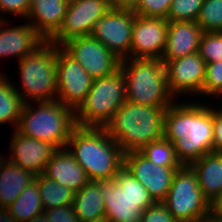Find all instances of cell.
<instances>
[{
    "label": "cell",
    "mask_w": 222,
    "mask_h": 222,
    "mask_svg": "<svg viewBox=\"0 0 222 222\" xmlns=\"http://www.w3.org/2000/svg\"><path fill=\"white\" fill-rule=\"evenodd\" d=\"M98 190L110 222H140L142 212L154 203L146 187L124 166L114 179L98 181Z\"/></svg>",
    "instance_id": "cell-6"
},
{
    "label": "cell",
    "mask_w": 222,
    "mask_h": 222,
    "mask_svg": "<svg viewBox=\"0 0 222 222\" xmlns=\"http://www.w3.org/2000/svg\"><path fill=\"white\" fill-rule=\"evenodd\" d=\"M213 152H222V108H213Z\"/></svg>",
    "instance_id": "cell-37"
},
{
    "label": "cell",
    "mask_w": 222,
    "mask_h": 222,
    "mask_svg": "<svg viewBox=\"0 0 222 222\" xmlns=\"http://www.w3.org/2000/svg\"><path fill=\"white\" fill-rule=\"evenodd\" d=\"M206 222H222V220H218V219L210 217Z\"/></svg>",
    "instance_id": "cell-43"
},
{
    "label": "cell",
    "mask_w": 222,
    "mask_h": 222,
    "mask_svg": "<svg viewBox=\"0 0 222 222\" xmlns=\"http://www.w3.org/2000/svg\"><path fill=\"white\" fill-rule=\"evenodd\" d=\"M126 101V83L121 69L113 75L95 78L85 100L74 111L82 127H104Z\"/></svg>",
    "instance_id": "cell-8"
},
{
    "label": "cell",
    "mask_w": 222,
    "mask_h": 222,
    "mask_svg": "<svg viewBox=\"0 0 222 222\" xmlns=\"http://www.w3.org/2000/svg\"><path fill=\"white\" fill-rule=\"evenodd\" d=\"M0 222H19L5 208H0Z\"/></svg>",
    "instance_id": "cell-40"
},
{
    "label": "cell",
    "mask_w": 222,
    "mask_h": 222,
    "mask_svg": "<svg viewBox=\"0 0 222 222\" xmlns=\"http://www.w3.org/2000/svg\"><path fill=\"white\" fill-rule=\"evenodd\" d=\"M68 6L64 0H30L26 19L45 40H49L61 27Z\"/></svg>",
    "instance_id": "cell-20"
},
{
    "label": "cell",
    "mask_w": 222,
    "mask_h": 222,
    "mask_svg": "<svg viewBox=\"0 0 222 222\" xmlns=\"http://www.w3.org/2000/svg\"><path fill=\"white\" fill-rule=\"evenodd\" d=\"M48 222H79L73 204L44 211Z\"/></svg>",
    "instance_id": "cell-36"
},
{
    "label": "cell",
    "mask_w": 222,
    "mask_h": 222,
    "mask_svg": "<svg viewBox=\"0 0 222 222\" xmlns=\"http://www.w3.org/2000/svg\"><path fill=\"white\" fill-rule=\"evenodd\" d=\"M56 78V99L75 111L85 100L94 79L61 46H57Z\"/></svg>",
    "instance_id": "cell-12"
},
{
    "label": "cell",
    "mask_w": 222,
    "mask_h": 222,
    "mask_svg": "<svg viewBox=\"0 0 222 222\" xmlns=\"http://www.w3.org/2000/svg\"><path fill=\"white\" fill-rule=\"evenodd\" d=\"M140 222H177L173 215L168 211L163 202H154L145 209L141 216Z\"/></svg>",
    "instance_id": "cell-34"
},
{
    "label": "cell",
    "mask_w": 222,
    "mask_h": 222,
    "mask_svg": "<svg viewBox=\"0 0 222 222\" xmlns=\"http://www.w3.org/2000/svg\"><path fill=\"white\" fill-rule=\"evenodd\" d=\"M198 53L206 64L222 61V31L203 32Z\"/></svg>",
    "instance_id": "cell-30"
},
{
    "label": "cell",
    "mask_w": 222,
    "mask_h": 222,
    "mask_svg": "<svg viewBox=\"0 0 222 222\" xmlns=\"http://www.w3.org/2000/svg\"><path fill=\"white\" fill-rule=\"evenodd\" d=\"M196 23L203 32L222 31V0H204Z\"/></svg>",
    "instance_id": "cell-29"
},
{
    "label": "cell",
    "mask_w": 222,
    "mask_h": 222,
    "mask_svg": "<svg viewBox=\"0 0 222 222\" xmlns=\"http://www.w3.org/2000/svg\"><path fill=\"white\" fill-rule=\"evenodd\" d=\"M90 222H110L107 218L103 217L101 219H98V220H92Z\"/></svg>",
    "instance_id": "cell-42"
},
{
    "label": "cell",
    "mask_w": 222,
    "mask_h": 222,
    "mask_svg": "<svg viewBox=\"0 0 222 222\" xmlns=\"http://www.w3.org/2000/svg\"><path fill=\"white\" fill-rule=\"evenodd\" d=\"M163 63L169 90L175 98L183 93L202 95L206 62L198 52Z\"/></svg>",
    "instance_id": "cell-15"
},
{
    "label": "cell",
    "mask_w": 222,
    "mask_h": 222,
    "mask_svg": "<svg viewBox=\"0 0 222 222\" xmlns=\"http://www.w3.org/2000/svg\"><path fill=\"white\" fill-rule=\"evenodd\" d=\"M10 142L12 153L7 159L34 175L44 174L47 163L58 150L55 145L23 135L16 129Z\"/></svg>",
    "instance_id": "cell-17"
},
{
    "label": "cell",
    "mask_w": 222,
    "mask_h": 222,
    "mask_svg": "<svg viewBox=\"0 0 222 222\" xmlns=\"http://www.w3.org/2000/svg\"><path fill=\"white\" fill-rule=\"evenodd\" d=\"M182 165L213 152V107L202 102L173 103L164 113V136Z\"/></svg>",
    "instance_id": "cell-1"
},
{
    "label": "cell",
    "mask_w": 222,
    "mask_h": 222,
    "mask_svg": "<svg viewBox=\"0 0 222 222\" xmlns=\"http://www.w3.org/2000/svg\"><path fill=\"white\" fill-rule=\"evenodd\" d=\"M163 203L177 222H206L210 218L211 204L198 185L196 172L188 165L176 171Z\"/></svg>",
    "instance_id": "cell-9"
},
{
    "label": "cell",
    "mask_w": 222,
    "mask_h": 222,
    "mask_svg": "<svg viewBox=\"0 0 222 222\" xmlns=\"http://www.w3.org/2000/svg\"><path fill=\"white\" fill-rule=\"evenodd\" d=\"M24 105L16 130L33 139L55 145L58 149L66 148L75 123V112L57 99L37 101ZM35 108H37L35 110Z\"/></svg>",
    "instance_id": "cell-4"
},
{
    "label": "cell",
    "mask_w": 222,
    "mask_h": 222,
    "mask_svg": "<svg viewBox=\"0 0 222 222\" xmlns=\"http://www.w3.org/2000/svg\"><path fill=\"white\" fill-rule=\"evenodd\" d=\"M111 8V0H78L69 4L61 27L49 41L62 46L71 39L91 36L96 23Z\"/></svg>",
    "instance_id": "cell-10"
},
{
    "label": "cell",
    "mask_w": 222,
    "mask_h": 222,
    "mask_svg": "<svg viewBox=\"0 0 222 222\" xmlns=\"http://www.w3.org/2000/svg\"><path fill=\"white\" fill-rule=\"evenodd\" d=\"M202 34L203 31L196 22H169L166 45L161 60L168 62L198 52Z\"/></svg>",
    "instance_id": "cell-19"
},
{
    "label": "cell",
    "mask_w": 222,
    "mask_h": 222,
    "mask_svg": "<svg viewBox=\"0 0 222 222\" xmlns=\"http://www.w3.org/2000/svg\"><path fill=\"white\" fill-rule=\"evenodd\" d=\"M61 47L80 63L93 79L111 76L120 69L121 60L92 36L71 39Z\"/></svg>",
    "instance_id": "cell-13"
},
{
    "label": "cell",
    "mask_w": 222,
    "mask_h": 222,
    "mask_svg": "<svg viewBox=\"0 0 222 222\" xmlns=\"http://www.w3.org/2000/svg\"><path fill=\"white\" fill-rule=\"evenodd\" d=\"M139 0H111L113 8L134 9Z\"/></svg>",
    "instance_id": "cell-39"
},
{
    "label": "cell",
    "mask_w": 222,
    "mask_h": 222,
    "mask_svg": "<svg viewBox=\"0 0 222 222\" xmlns=\"http://www.w3.org/2000/svg\"><path fill=\"white\" fill-rule=\"evenodd\" d=\"M43 175L75 193L90 181L67 148H60L54 153Z\"/></svg>",
    "instance_id": "cell-21"
},
{
    "label": "cell",
    "mask_w": 222,
    "mask_h": 222,
    "mask_svg": "<svg viewBox=\"0 0 222 222\" xmlns=\"http://www.w3.org/2000/svg\"><path fill=\"white\" fill-rule=\"evenodd\" d=\"M66 148L90 181L112 180L124 166V153L104 127L76 125Z\"/></svg>",
    "instance_id": "cell-2"
},
{
    "label": "cell",
    "mask_w": 222,
    "mask_h": 222,
    "mask_svg": "<svg viewBox=\"0 0 222 222\" xmlns=\"http://www.w3.org/2000/svg\"><path fill=\"white\" fill-rule=\"evenodd\" d=\"M204 0H173L167 20L196 22Z\"/></svg>",
    "instance_id": "cell-31"
},
{
    "label": "cell",
    "mask_w": 222,
    "mask_h": 222,
    "mask_svg": "<svg viewBox=\"0 0 222 222\" xmlns=\"http://www.w3.org/2000/svg\"><path fill=\"white\" fill-rule=\"evenodd\" d=\"M124 167L148 190L154 202H163L180 167L159 166L139 151L124 154Z\"/></svg>",
    "instance_id": "cell-14"
},
{
    "label": "cell",
    "mask_w": 222,
    "mask_h": 222,
    "mask_svg": "<svg viewBox=\"0 0 222 222\" xmlns=\"http://www.w3.org/2000/svg\"><path fill=\"white\" fill-rule=\"evenodd\" d=\"M133 9L111 8L94 26L91 36L101 42L118 59L130 58Z\"/></svg>",
    "instance_id": "cell-11"
},
{
    "label": "cell",
    "mask_w": 222,
    "mask_h": 222,
    "mask_svg": "<svg viewBox=\"0 0 222 222\" xmlns=\"http://www.w3.org/2000/svg\"><path fill=\"white\" fill-rule=\"evenodd\" d=\"M153 163L164 167H181L178 161L173 143L164 137L147 144L139 151Z\"/></svg>",
    "instance_id": "cell-28"
},
{
    "label": "cell",
    "mask_w": 222,
    "mask_h": 222,
    "mask_svg": "<svg viewBox=\"0 0 222 222\" xmlns=\"http://www.w3.org/2000/svg\"><path fill=\"white\" fill-rule=\"evenodd\" d=\"M7 24L4 19L0 20V58L18 56L20 60L46 41L28 21L19 26L7 27Z\"/></svg>",
    "instance_id": "cell-18"
},
{
    "label": "cell",
    "mask_w": 222,
    "mask_h": 222,
    "mask_svg": "<svg viewBox=\"0 0 222 222\" xmlns=\"http://www.w3.org/2000/svg\"><path fill=\"white\" fill-rule=\"evenodd\" d=\"M210 217L222 220V193L211 203Z\"/></svg>",
    "instance_id": "cell-38"
},
{
    "label": "cell",
    "mask_w": 222,
    "mask_h": 222,
    "mask_svg": "<svg viewBox=\"0 0 222 222\" xmlns=\"http://www.w3.org/2000/svg\"><path fill=\"white\" fill-rule=\"evenodd\" d=\"M64 1L68 4H71V3L77 2L78 0H64Z\"/></svg>",
    "instance_id": "cell-44"
},
{
    "label": "cell",
    "mask_w": 222,
    "mask_h": 222,
    "mask_svg": "<svg viewBox=\"0 0 222 222\" xmlns=\"http://www.w3.org/2000/svg\"><path fill=\"white\" fill-rule=\"evenodd\" d=\"M198 185L211 204L222 193V152H212L193 162Z\"/></svg>",
    "instance_id": "cell-23"
},
{
    "label": "cell",
    "mask_w": 222,
    "mask_h": 222,
    "mask_svg": "<svg viewBox=\"0 0 222 222\" xmlns=\"http://www.w3.org/2000/svg\"><path fill=\"white\" fill-rule=\"evenodd\" d=\"M19 222H26L44 212L39 187L36 180L21 192L19 197L6 208Z\"/></svg>",
    "instance_id": "cell-26"
},
{
    "label": "cell",
    "mask_w": 222,
    "mask_h": 222,
    "mask_svg": "<svg viewBox=\"0 0 222 222\" xmlns=\"http://www.w3.org/2000/svg\"><path fill=\"white\" fill-rule=\"evenodd\" d=\"M126 83V100L148 106H170L174 96L161 59L128 58L120 61Z\"/></svg>",
    "instance_id": "cell-5"
},
{
    "label": "cell",
    "mask_w": 222,
    "mask_h": 222,
    "mask_svg": "<svg viewBox=\"0 0 222 222\" xmlns=\"http://www.w3.org/2000/svg\"><path fill=\"white\" fill-rule=\"evenodd\" d=\"M222 98V61L207 63L202 96Z\"/></svg>",
    "instance_id": "cell-32"
},
{
    "label": "cell",
    "mask_w": 222,
    "mask_h": 222,
    "mask_svg": "<svg viewBox=\"0 0 222 222\" xmlns=\"http://www.w3.org/2000/svg\"><path fill=\"white\" fill-rule=\"evenodd\" d=\"M169 106H148L125 101L104 126L124 154L140 151L164 136V113Z\"/></svg>",
    "instance_id": "cell-3"
},
{
    "label": "cell",
    "mask_w": 222,
    "mask_h": 222,
    "mask_svg": "<svg viewBox=\"0 0 222 222\" xmlns=\"http://www.w3.org/2000/svg\"><path fill=\"white\" fill-rule=\"evenodd\" d=\"M56 63L57 45L49 40L18 61L23 94L21 88L14 87L25 103L56 99Z\"/></svg>",
    "instance_id": "cell-7"
},
{
    "label": "cell",
    "mask_w": 222,
    "mask_h": 222,
    "mask_svg": "<svg viewBox=\"0 0 222 222\" xmlns=\"http://www.w3.org/2000/svg\"><path fill=\"white\" fill-rule=\"evenodd\" d=\"M25 102L16 91L13 82L0 73V125L13 124L16 129Z\"/></svg>",
    "instance_id": "cell-25"
},
{
    "label": "cell",
    "mask_w": 222,
    "mask_h": 222,
    "mask_svg": "<svg viewBox=\"0 0 222 222\" xmlns=\"http://www.w3.org/2000/svg\"><path fill=\"white\" fill-rule=\"evenodd\" d=\"M35 176L0 155V208H8L27 185L35 180Z\"/></svg>",
    "instance_id": "cell-22"
},
{
    "label": "cell",
    "mask_w": 222,
    "mask_h": 222,
    "mask_svg": "<svg viewBox=\"0 0 222 222\" xmlns=\"http://www.w3.org/2000/svg\"><path fill=\"white\" fill-rule=\"evenodd\" d=\"M30 8V0H0V13L13 14L26 18ZM0 15V20H2Z\"/></svg>",
    "instance_id": "cell-35"
},
{
    "label": "cell",
    "mask_w": 222,
    "mask_h": 222,
    "mask_svg": "<svg viewBox=\"0 0 222 222\" xmlns=\"http://www.w3.org/2000/svg\"><path fill=\"white\" fill-rule=\"evenodd\" d=\"M35 180L38 183L44 211L73 204L75 192L69 188L48 179L43 174L36 175Z\"/></svg>",
    "instance_id": "cell-27"
},
{
    "label": "cell",
    "mask_w": 222,
    "mask_h": 222,
    "mask_svg": "<svg viewBox=\"0 0 222 222\" xmlns=\"http://www.w3.org/2000/svg\"><path fill=\"white\" fill-rule=\"evenodd\" d=\"M26 222H48L46 214L43 212Z\"/></svg>",
    "instance_id": "cell-41"
},
{
    "label": "cell",
    "mask_w": 222,
    "mask_h": 222,
    "mask_svg": "<svg viewBox=\"0 0 222 222\" xmlns=\"http://www.w3.org/2000/svg\"><path fill=\"white\" fill-rule=\"evenodd\" d=\"M73 206L79 222H90L105 217L103 195L98 181H89L75 193Z\"/></svg>",
    "instance_id": "cell-24"
},
{
    "label": "cell",
    "mask_w": 222,
    "mask_h": 222,
    "mask_svg": "<svg viewBox=\"0 0 222 222\" xmlns=\"http://www.w3.org/2000/svg\"><path fill=\"white\" fill-rule=\"evenodd\" d=\"M169 21L162 17L136 15L132 28L130 58L161 59Z\"/></svg>",
    "instance_id": "cell-16"
},
{
    "label": "cell",
    "mask_w": 222,
    "mask_h": 222,
    "mask_svg": "<svg viewBox=\"0 0 222 222\" xmlns=\"http://www.w3.org/2000/svg\"><path fill=\"white\" fill-rule=\"evenodd\" d=\"M173 0H139L133 9L136 15L167 18Z\"/></svg>",
    "instance_id": "cell-33"
}]
</instances>
